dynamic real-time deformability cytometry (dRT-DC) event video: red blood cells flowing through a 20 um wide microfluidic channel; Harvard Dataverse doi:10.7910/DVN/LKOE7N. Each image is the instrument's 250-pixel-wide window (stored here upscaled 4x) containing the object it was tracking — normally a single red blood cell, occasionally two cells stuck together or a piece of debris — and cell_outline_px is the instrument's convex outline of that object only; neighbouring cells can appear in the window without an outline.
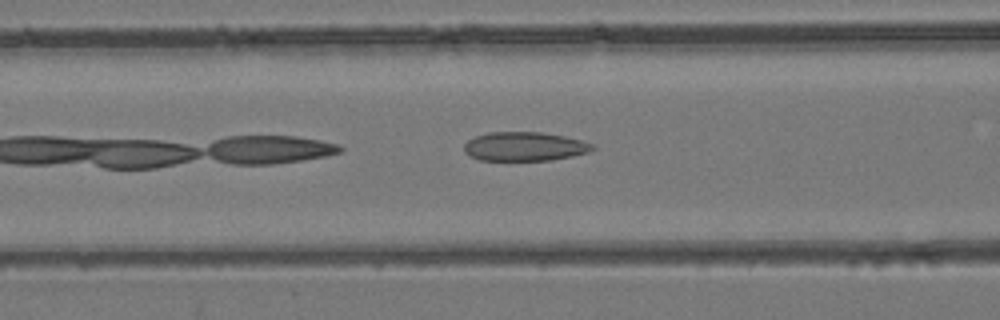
{"species": "common noctule bat (a hibernating species)", "species_latin": "Nyctalus noctula", "temperature_condition": "room temperature", "stored_images_in_passage": 34, "camera_frame_rate_fps": 3000, "um_per_image_px": 0.085, "animal": {"sex": "female", "body_mass_g": 24.6, "forearm_length_mm": 56.2}, "frame": {"image": 1, "passage_image": 6, "time_ms": 1.667, "image_size_px": [1000, 320], "cell_outline_px": [[596, 148], [588, 152], [572, 156], [552, 160], [480, 160], [468, 156], [464, 152], [464, 144], [468, 140], [476, 136], [488, 132], [540, 132], [564, 136], [596, 144]], "centroid_in_image_um": [44.58, 12.45], "position_along_channel_um": 122.0, "area_um2": 21.79}}
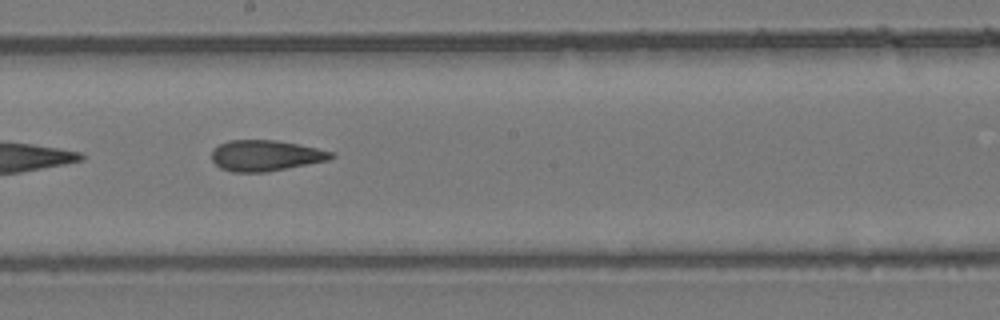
{"frame": {"image": 2, "passage_image": 13, "time_ms": 4.0, "image_size_px": [1000, 320], "cell_outline_px": [[336, 156], [328, 160], [264, 172], [232, 172], [220, 168], [212, 160], [212, 148], [228, 140], [276, 140], [336, 152]], "centroid_in_image_um": [22.55, 13.22], "position_along_channel_um": 225.6, "area_um2": 21.39}}
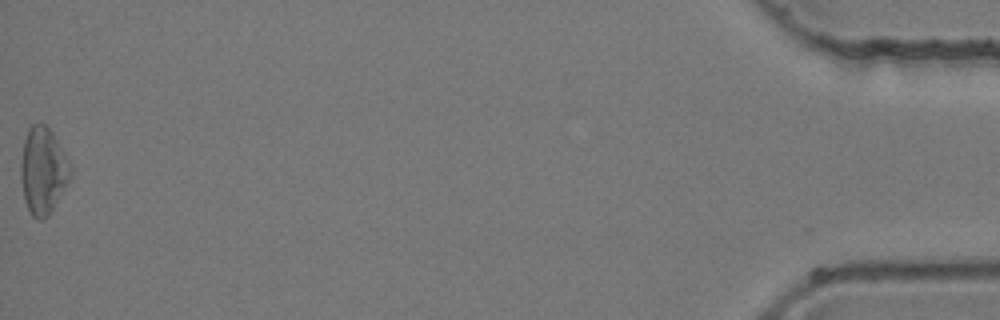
{"frame": {"image": 3, "passage_image": 34, "time_ms": 11.0, "image_size_px": [1000, 320], "cell_outline_px": [[72, 176], [48, 216], [44, 220], [40, 220], [32, 216], [28, 212], [24, 200], [20, 180], [20, 164], [24, 140], [28, 128], [32, 124], [44, 124], [52, 132], [72, 164]], "centroid_in_image_um": [3.65, 14.53], "position_along_channel_um": 431.5, "area_um2": 25.43}}